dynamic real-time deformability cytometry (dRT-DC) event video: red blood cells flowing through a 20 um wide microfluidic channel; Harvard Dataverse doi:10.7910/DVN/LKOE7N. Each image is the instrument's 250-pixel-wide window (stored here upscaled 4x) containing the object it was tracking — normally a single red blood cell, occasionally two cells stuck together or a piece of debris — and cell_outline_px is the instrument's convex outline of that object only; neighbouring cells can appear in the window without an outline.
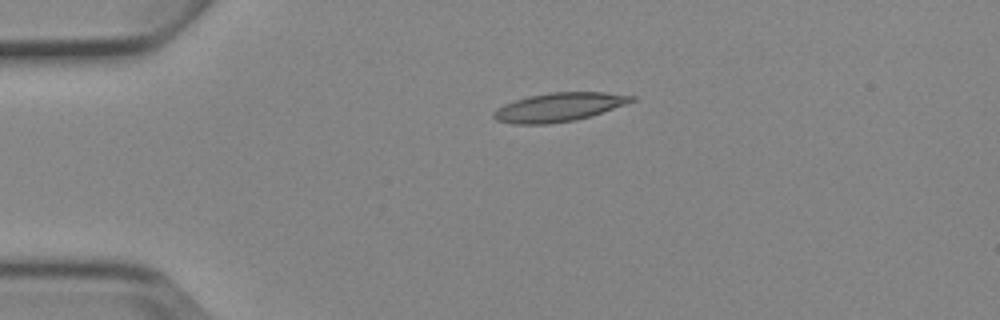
{"species": "Egyptian fruit bat (a non-hibernating species)", "species_latin": "Rousettus aegyptiacus", "temperature_condition": "cold", "stored_images_in_passage": 4, "camera_frame_rate_fps": 3000, "um_per_image_px": 0.085, "animal": {"sex": "female"}, "frame": {"image": 1, "passage_image": 3, "time_ms": 3.333, "image_size_px": [1000, 320], "cell_outline_px": [[636, 100], [576, 120], [548, 124], [512, 124], [496, 120], [492, 116], [492, 112], [496, 108], [504, 104], [528, 96], [552, 92], [604, 92], [636, 96]], "centroid_in_image_um": [47.44, 9.11], "position_along_channel_um": 37.6, "area_um2": 22.89}}